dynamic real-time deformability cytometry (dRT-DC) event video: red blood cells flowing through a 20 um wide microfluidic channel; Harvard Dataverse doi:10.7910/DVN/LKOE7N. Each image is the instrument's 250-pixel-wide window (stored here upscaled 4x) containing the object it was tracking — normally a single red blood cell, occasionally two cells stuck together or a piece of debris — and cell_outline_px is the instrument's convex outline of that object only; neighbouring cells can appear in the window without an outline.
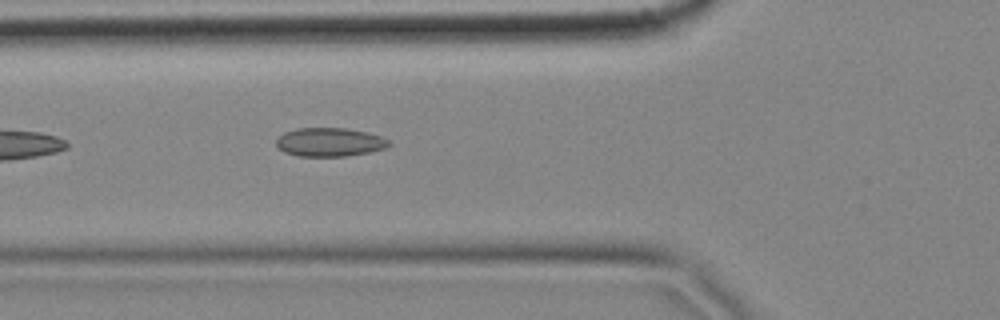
{"species": "common noctule bat (a hibernating species)", "species_latin": "Nyctalus noctula", "temperature_condition": "cold", "stored_images_in_passage": 6, "camera_frame_rate_fps": 3000, "um_per_image_px": 0.085, "animal": {"sex": "female", "body_mass_g": 18.4}, "frame": {"image": 1, "passage_image": 6, "time_ms": 1.667, "image_size_px": [1000, 320], "cell_outline_px": [[392, 144], [384, 148], [368, 152], [348, 156], [296, 156], [284, 152], [276, 144], [276, 140], [284, 132], [296, 128], [348, 128], [368, 132], [380, 136], [388, 140]], "centroid_in_image_um": [28.01, 12.07], "position_along_channel_um": 97.8, "area_um2": 18.84}}